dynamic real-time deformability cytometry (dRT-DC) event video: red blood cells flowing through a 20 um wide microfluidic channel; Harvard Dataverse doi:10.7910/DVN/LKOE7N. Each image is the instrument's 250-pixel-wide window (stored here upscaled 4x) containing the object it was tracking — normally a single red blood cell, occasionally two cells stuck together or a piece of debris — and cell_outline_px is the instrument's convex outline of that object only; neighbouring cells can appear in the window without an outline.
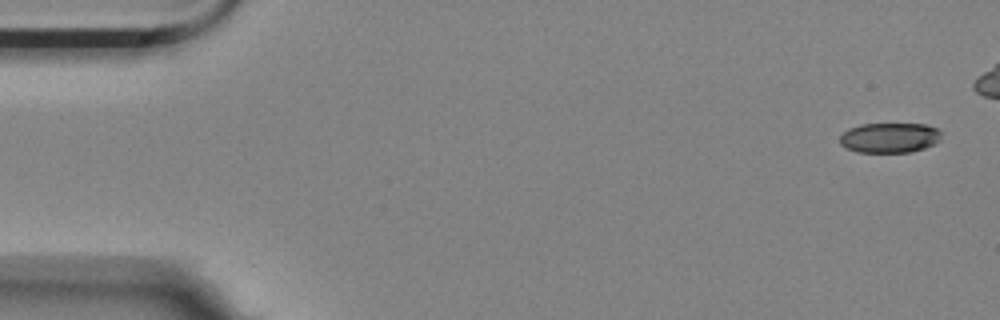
{"species": "Egyptian fruit bat (a non-hibernating species)", "species_latin": "Rousettus aegyptiacus", "temperature_condition": "room temperature", "stored_images_in_passage": 6, "camera_frame_rate_fps": 3000, "um_per_image_px": 0.085, "animal": {"sex": "female"}, "frame": {"image": 1, "passage_image": 1, "time_ms": 0.0, "image_size_px": [1000, 320], "cell_outline_px": [[940, 140], [924, 148], [912, 152], [856, 152], [840, 144], [840, 136], [848, 128], [860, 124], [924, 124], [936, 128], [940, 132]], "centroid_in_image_um": [75.59, 11.7], "position_along_channel_um": 9.4, "area_um2": 17.69}}